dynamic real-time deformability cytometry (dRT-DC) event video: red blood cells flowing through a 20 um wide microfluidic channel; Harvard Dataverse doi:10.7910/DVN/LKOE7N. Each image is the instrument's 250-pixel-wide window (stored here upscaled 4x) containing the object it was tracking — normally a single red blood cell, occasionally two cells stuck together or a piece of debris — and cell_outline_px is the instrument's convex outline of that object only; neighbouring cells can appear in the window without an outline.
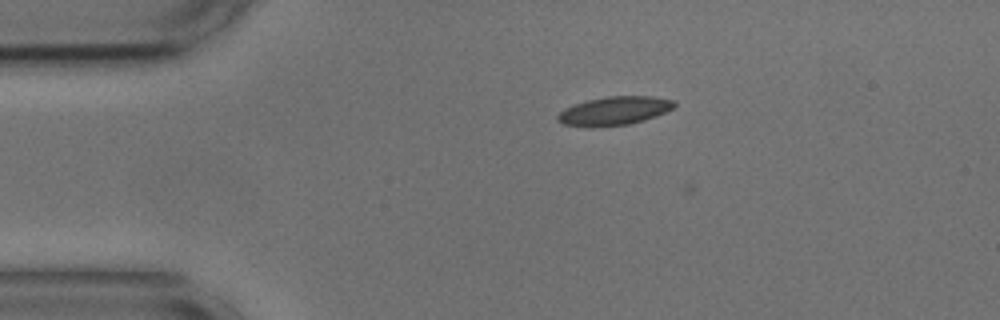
{"species": "common noctule bat (a hibernating species)", "species_latin": "Nyctalus noctula", "temperature_condition": "cold", "stored_images_in_passage": 3, "camera_frame_rate_fps": 3000, "um_per_image_px": 0.085, "animal": {"sex": "male", "body_mass_g": 17.9, "forearm_length_mm": 54.2}, "frame": {"image": 1, "passage_image": 1, "time_ms": 0.0, "image_size_px": [1000, 320], "cell_outline_px": [[676, 104], [672, 108], [656, 116], [644, 120], [628, 124], [564, 124], [556, 120], [556, 116], [564, 108], [588, 100], [608, 96], [652, 96], [676, 100]], "centroid_in_image_um": [52.29, 9.37], "position_along_channel_um": 32.7, "area_um2": 18.55}}